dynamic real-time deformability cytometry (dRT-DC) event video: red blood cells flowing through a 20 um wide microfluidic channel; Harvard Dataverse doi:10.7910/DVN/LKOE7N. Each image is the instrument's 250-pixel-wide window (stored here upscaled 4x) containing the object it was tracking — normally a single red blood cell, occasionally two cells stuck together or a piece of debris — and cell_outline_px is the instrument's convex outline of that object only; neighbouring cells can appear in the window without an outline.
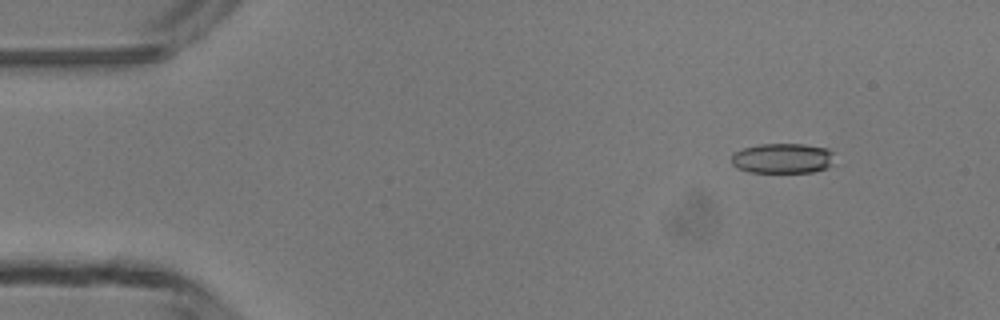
{"species": "common noctule bat (a hibernating species)", "species_latin": "Nyctalus noctula", "temperature_condition": "room temperature", "stored_images_in_passage": 4, "camera_frame_rate_fps": 3000, "um_per_image_px": 0.085, "animal": {"sex": "male", "body_mass_g": 13.3}, "frame": {"image": 1, "passage_image": 2, "time_ms": 1.0, "image_size_px": [1000, 320], "cell_outline_px": [[832, 152], [828, 164], [824, 168], [812, 172], [752, 172], [740, 168], [732, 164], [732, 156], [736, 152], [744, 148], [760, 144], [804, 144], [828, 148]], "centroid_in_image_um": [66.49, 13.44], "position_along_channel_um": 18.5, "area_um2": 17.57}}
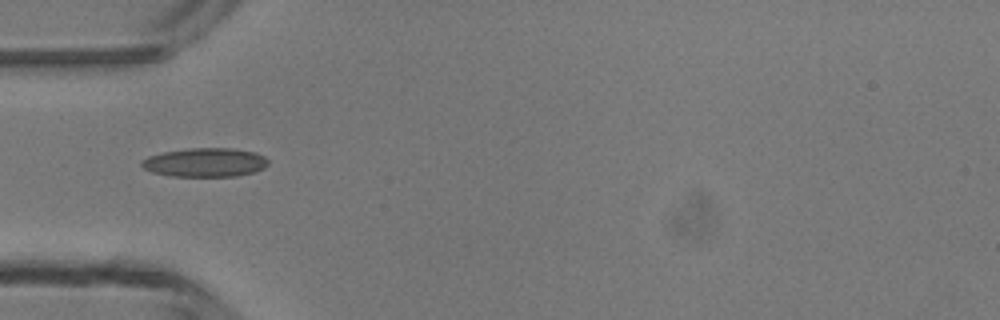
{"frame": {"image": 2, "passage_image": 4, "time_ms": 4.333, "image_size_px": [1000, 320], "cell_outline_px": [[268, 164], [264, 168], [252, 172], [236, 176], [168, 176], [152, 172], [144, 168], [140, 164], [140, 160], [148, 156], [164, 152], [188, 148], [232, 148], [256, 152], [264, 156], [268, 160]], "centroid_in_image_um": [17.42, 13.8], "position_along_channel_um": 67.6, "area_um2": 21.39}}